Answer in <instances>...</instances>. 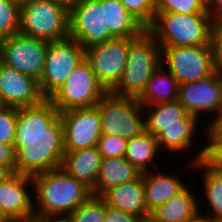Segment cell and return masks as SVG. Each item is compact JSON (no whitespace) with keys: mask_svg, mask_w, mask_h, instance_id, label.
Returning <instances> with one entry per match:
<instances>
[{"mask_svg":"<svg viewBox=\"0 0 222 222\" xmlns=\"http://www.w3.org/2000/svg\"><path fill=\"white\" fill-rule=\"evenodd\" d=\"M59 114L49 99L17 108L15 173L34 176L61 167L65 152Z\"/></svg>","mask_w":222,"mask_h":222,"instance_id":"1","label":"cell"},{"mask_svg":"<svg viewBox=\"0 0 222 222\" xmlns=\"http://www.w3.org/2000/svg\"><path fill=\"white\" fill-rule=\"evenodd\" d=\"M34 215L71 214L91 196V189L62 167L32 176Z\"/></svg>","mask_w":222,"mask_h":222,"instance_id":"2","label":"cell"},{"mask_svg":"<svg viewBox=\"0 0 222 222\" xmlns=\"http://www.w3.org/2000/svg\"><path fill=\"white\" fill-rule=\"evenodd\" d=\"M210 14L155 13L147 31L160 46L210 45Z\"/></svg>","mask_w":222,"mask_h":222,"instance_id":"3","label":"cell"},{"mask_svg":"<svg viewBox=\"0 0 222 222\" xmlns=\"http://www.w3.org/2000/svg\"><path fill=\"white\" fill-rule=\"evenodd\" d=\"M160 64H162L160 45L146 30L129 44L127 63L122 77L110 92L119 96L138 98Z\"/></svg>","mask_w":222,"mask_h":222,"instance_id":"4","label":"cell"},{"mask_svg":"<svg viewBox=\"0 0 222 222\" xmlns=\"http://www.w3.org/2000/svg\"><path fill=\"white\" fill-rule=\"evenodd\" d=\"M19 33L48 42L69 37V12L52 0L20 5Z\"/></svg>","mask_w":222,"mask_h":222,"instance_id":"5","label":"cell"},{"mask_svg":"<svg viewBox=\"0 0 222 222\" xmlns=\"http://www.w3.org/2000/svg\"><path fill=\"white\" fill-rule=\"evenodd\" d=\"M96 107L101 115L102 135L129 140L145 131V113L137 98L107 92Z\"/></svg>","mask_w":222,"mask_h":222,"instance_id":"6","label":"cell"},{"mask_svg":"<svg viewBox=\"0 0 222 222\" xmlns=\"http://www.w3.org/2000/svg\"><path fill=\"white\" fill-rule=\"evenodd\" d=\"M85 59V48L71 37L49 42L43 73L39 79L42 96L49 99Z\"/></svg>","mask_w":222,"mask_h":222,"instance_id":"7","label":"cell"},{"mask_svg":"<svg viewBox=\"0 0 222 222\" xmlns=\"http://www.w3.org/2000/svg\"><path fill=\"white\" fill-rule=\"evenodd\" d=\"M106 93L92 71L90 63L84 59L49 100L59 112H63L94 107Z\"/></svg>","mask_w":222,"mask_h":222,"instance_id":"8","label":"cell"},{"mask_svg":"<svg viewBox=\"0 0 222 222\" xmlns=\"http://www.w3.org/2000/svg\"><path fill=\"white\" fill-rule=\"evenodd\" d=\"M160 48L161 62L178 84L195 82L214 72L210 45Z\"/></svg>","mask_w":222,"mask_h":222,"instance_id":"9","label":"cell"},{"mask_svg":"<svg viewBox=\"0 0 222 222\" xmlns=\"http://www.w3.org/2000/svg\"><path fill=\"white\" fill-rule=\"evenodd\" d=\"M49 42L20 33L0 39V61L39 81Z\"/></svg>","mask_w":222,"mask_h":222,"instance_id":"10","label":"cell"},{"mask_svg":"<svg viewBox=\"0 0 222 222\" xmlns=\"http://www.w3.org/2000/svg\"><path fill=\"white\" fill-rule=\"evenodd\" d=\"M134 39L114 38L85 48V59L107 92L119 83L127 63L129 44Z\"/></svg>","mask_w":222,"mask_h":222,"instance_id":"11","label":"cell"},{"mask_svg":"<svg viewBox=\"0 0 222 222\" xmlns=\"http://www.w3.org/2000/svg\"><path fill=\"white\" fill-rule=\"evenodd\" d=\"M64 152L97 146L102 136L101 115L96 106L60 112Z\"/></svg>","mask_w":222,"mask_h":222,"instance_id":"12","label":"cell"},{"mask_svg":"<svg viewBox=\"0 0 222 222\" xmlns=\"http://www.w3.org/2000/svg\"><path fill=\"white\" fill-rule=\"evenodd\" d=\"M69 37L83 48L114 39L105 28L102 0H83L69 13Z\"/></svg>","mask_w":222,"mask_h":222,"instance_id":"13","label":"cell"},{"mask_svg":"<svg viewBox=\"0 0 222 222\" xmlns=\"http://www.w3.org/2000/svg\"><path fill=\"white\" fill-rule=\"evenodd\" d=\"M32 192H34L32 176L13 173L1 181L0 217L5 222L33 221L34 193Z\"/></svg>","mask_w":222,"mask_h":222,"instance_id":"14","label":"cell"},{"mask_svg":"<svg viewBox=\"0 0 222 222\" xmlns=\"http://www.w3.org/2000/svg\"><path fill=\"white\" fill-rule=\"evenodd\" d=\"M177 100L199 120L207 113L214 119L222 110V75L214 71L198 81L178 84Z\"/></svg>","mask_w":222,"mask_h":222,"instance_id":"15","label":"cell"},{"mask_svg":"<svg viewBox=\"0 0 222 222\" xmlns=\"http://www.w3.org/2000/svg\"><path fill=\"white\" fill-rule=\"evenodd\" d=\"M42 96L35 78L19 73L0 61V105L23 108L40 104Z\"/></svg>","mask_w":222,"mask_h":222,"instance_id":"16","label":"cell"},{"mask_svg":"<svg viewBox=\"0 0 222 222\" xmlns=\"http://www.w3.org/2000/svg\"><path fill=\"white\" fill-rule=\"evenodd\" d=\"M145 131L156 136L165 127L198 126V118L190 114L178 100L143 106ZM146 110V111H145Z\"/></svg>","mask_w":222,"mask_h":222,"instance_id":"17","label":"cell"},{"mask_svg":"<svg viewBox=\"0 0 222 222\" xmlns=\"http://www.w3.org/2000/svg\"><path fill=\"white\" fill-rule=\"evenodd\" d=\"M100 197L107 206L137 218H144L150 214L145 202L142 173L133 181L109 188Z\"/></svg>","mask_w":222,"mask_h":222,"instance_id":"18","label":"cell"},{"mask_svg":"<svg viewBox=\"0 0 222 222\" xmlns=\"http://www.w3.org/2000/svg\"><path fill=\"white\" fill-rule=\"evenodd\" d=\"M156 171L142 173L145 202L149 213L168 202L187 185L176 173L163 172L161 169Z\"/></svg>","mask_w":222,"mask_h":222,"instance_id":"19","label":"cell"},{"mask_svg":"<svg viewBox=\"0 0 222 222\" xmlns=\"http://www.w3.org/2000/svg\"><path fill=\"white\" fill-rule=\"evenodd\" d=\"M101 162L102 156L97 146H94L65 152L61 167L92 190L99 175Z\"/></svg>","mask_w":222,"mask_h":222,"instance_id":"20","label":"cell"},{"mask_svg":"<svg viewBox=\"0 0 222 222\" xmlns=\"http://www.w3.org/2000/svg\"><path fill=\"white\" fill-rule=\"evenodd\" d=\"M198 211L197 196L188 184L168 202L153 209L149 216L156 222H187Z\"/></svg>","mask_w":222,"mask_h":222,"instance_id":"21","label":"cell"},{"mask_svg":"<svg viewBox=\"0 0 222 222\" xmlns=\"http://www.w3.org/2000/svg\"><path fill=\"white\" fill-rule=\"evenodd\" d=\"M105 6V28L113 38H137L147 28L119 0H102Z\"/></svg>","mask_w":222,"mask_h":222,"instance_id":"22","label":"cell"},{"mask_svg":"<svg viewBox=\"0 0 222 222\" xmlns=\"http://www.w3.org/2000/svg\"><path fill=\"white\" fill-rule=\"evenodd\" d=\"M141 175L125 157L102 158L100 171L92 195L101 196L111 187L137 179Z\"/></svg>","mask_w":222,"mask_h":222,"instance_id":"23","label":"cell"},{"mask_svg":"<svg viewBox=\"0 0 222 222\" xmlns=\"http://www.w3.org/2000/svg\"><path fill=\"white\" fill-rule=\"evenodd\" d=\"M163 64L152 73L145 90L137 98L142 106L171 102L178 99V82Z\"/></svg>","mask_w":222,"mask_h":222,"instance_id":"24","label":"cell"},{"mask_svg":"<svg viewBox=\"0 0 222 222\" xmlns=\"http://www.w3.org/2000/svg\"><path fill=\"white\" fill-rule=\"evenodd\" d=\"M160 151L156 137L144 131L141 135L128 140L125 158L138 171L144 173L151 171L149 165L154 166L152 170L160 167L156 164L158 162H155L157 156L160 158L162 154Z\"/></svg>","mask_w":222,"mask_h":222,"instance_id":"25","label":"cell"},{"mask_svg":"<svg viewBox=\"0 0 222 222\" xmlns=\"http://www.w3.org/2000/svg\"><path fill=\"white\" fill-rule=\"evenodd\" d=\"M188 164H190L189 168L192 166V168L196 167L195 169L203 170L201 174L202 177L200 178L203 179L201 180L202 189H204L202 195H204L206 199V207L209 206L211 210L209 213L207 212L208 216L213 220L222 217V173L208 168L201 160L196 163L191 162Z\"/></svg>","mask_w":222,"mask_h":222,"instance_id":"26","label":"cell"},{"mask_svg":"<svg viewBox=\"0 0 222 222\" xmlns=\"http://www.w3.org/2000/svg\"><path fill=\"white\" fill-rule=\"evenodd\" d=\"M199 130L198 126H172L165 127L155 137L158 142L161 151L165 152H179L187 151L188 149L193 150L196 131Z\"/></svg>","mask_w":222,"mask_h":222,"instance_id":"27","label":"cell"},{"mask_svg":"<svg viewBox=\"0 0 222 222\" xmlns=\"http://www.w3.org/2000/svg\"><path fill=\"white\" fill-rule=\"evenodd\" d=\"M155 13L209 14L206 0H156Z\"/></svg>","mask_w":222,"mask_h":222,"instance_id":"28","label":"cell"},{"mask_svg":"<svg viewBox=\"0 0 222 222\" xmlns=\"http://www.w3.org/2000/svg\"><path fill=\"white\" fill-rule=\"evenodd\" d=\"M106 203L100 196L92 195L70 215L73 222H104Z\"/></svg>","mask_w":222,"mask_h":222,"instance_id":"29","label":"cell"},{"mask_svg":"<svg viewBox=\"0 0 222 222\" xmlns=\"http://www.w3.org/2000/svg\"><path fill=\"white\" fill-rule=\"evenodd\" d=\"M20 5L0 0V39L19 33Z\"/></svg>","mask_w":222,"mask_h":222,"instance_id":"30","label":"cell"},{"mask_svg":"<svg viewBox=\"0 0 222 222\" xmlns=\"http://www.w3.org/2000/svg\"><path fill=\"white\" fill-rule=\"evenodd\" d=\"M192 158V163L201 160L208 168L222 173V140H206L201 149Z\"/></svg>","mask_w":222,"mask_h":222,"instance_id":"31","label":"cell"},{"mask_svg":"<svg viewBox=\"0 0 222 222\" xmlns=\"http://www.w3.org/2000/svg\"><path fill=\"white\" fill-rule=\"evenodd\" d=\"M126 9L146 28L155 19L156 0H119Z\"/></svg>","mask_w":222,"mask_h":222,"instance_id":"32","label":"cell"},{"mask_svg":"<svg viewBox=\"0 0 222 222\" xmlns=\"http://www.w3.org/2000/svg\"><path fill=\"white\" fill-rule=\"evenodd\" d=\"M128 140L122 137L102 135L97 148L102 158L125 157Z\"/></svg>","mask_w":222,"mask_h":222,"instance_id":"33","label":"cell"},{"mask_svg":"<svg viewBox=\"0 0 222 222\" xmlns=\"http://www.w3.org/2000/svg\"><path fill=\"white\" fill-rule=\"evenodd\" d=\"M17 122V108L0 105V143L13 144Z\"/></svg>","mask_w":222,"mask_h":222,"instance_id":"34","label":"cell"},{"mask_svg":"<svg viewBox=\"0 0 222 222\" xmlns=\"http://www.w3.org/2000/svg\"><path fill=\"white\" fill-rule=\"evenodd\" d=\"M210 47L214 71L222 75V26L213 22L210 32Z\"/></svg>","mask_w":222,"mask_h":222,"instance_id":"35","label":"cell"},{"mask_svg":"<svg viewBox=\"0 0 222 222\" xmlns=\"http://www.w3.org/2000/svg\"><path fill=\"white\" fill-rule=\"evenodd\" d=\"M0 164L15 173L16 150L13 144L0 143Z\"/></svg>","mask_w":222,"mask_h":222,"instance_id":"36","label":"cell"},{"mask_svg":"<svg viewBox=\"0 0 222 222\" xmlns=\"http://www.w3.org/2000/svg\"><path fill=\"white\" fill-rule=\"evenodd\" d=\"M209 120L203 137L206 136V140H222V110L214 119Z\"/></svg>","mask_w":222,"mask_h":222,"instance_id":"37","label":"cell"},{"mask_svg":"<svg viewBox=\"0 0 222 222\" xmlns=\"http://www.w3.org/2000/svg\"><path fill=\"white\" fill-rule=\"evenodd\" d=\"M137 217L106 205L104 222H138Z\"/></svg>","mask_w":222,"mask_h":222,"instance_id":"38","label":"cell"},{"mask_svg":"<svg viewBox=\"0 0 222 222\" xmlns=\"http://www.w3.org/2000/svg\"><path fill=\"white\" fill-rule=\"evenodd\" d=\"M34 222H73L70 214L34 215Z\"/></svg>","mask_w":222,"mask_h":222,"instance_id":"39","label":"cell"},{"mask_svg":"<svg viewBox=\"0 0 222 222\" xmlns=\"http://www.w3.org/2000/svg\"><path fill=\"white\" fill-rule=\"evenodd\" d=\"M206 10L213 22H217L222 17V0H206Z\"/></svg>","mask_w":222,"mask_h":222,"instance_id":"40","label":"cell"},{"mask_svg":"<svg viewBox=\"0 0 222 222\" xmlns=\"http://www.w3.org/2000/svg\"><path fill=\"white\" fill-rule=\"evenodd\" d=\"M56 4L65 8L69 13L83 0H52Z\"/></svg>","mask_w":222,"mask_h":222,"instance_id":"41","label":"cell"},{"mask_svg":"<svg viewBox=\"0 0 222 222\" xmlns=\"http://www.w3.org/2000/svg\"><path fill=\"white\" fill-rule=\"evenodd\" d=\"M200 205L201 203L199 201V211L187 222H214V220L211 217H209L207 214L206 215L201 214L202 211Z\"/></svg>","mask_w":222,"mask_h":222,"instance_id":"42","label":"cell"},{"mask_svg":"<svg viewBox=\"0 0 222 222\" xmlns=\"http://www.w3.org/2000/svg\"><path fill=\"white\" fill-rule=\"evenodd\" d=\"M13 172L8 168L0 164V182L10 177Z\"/></svg>","mask_w":222,"mask_h":222,"instance_id":"43","label":"cell"},{"mask_svg":"<svg viewBox=\"0 0 222 222\" xmlns=\"http://www.w3.org/2000/svg\"><path fill=\"white\" fill-rule=\"evenodd\" d=\"M138 222H156V221H154L150 216H147L144 218H139Z\"/></svg>","mask_w":222,"mask_h":222,"instance_id":"44","label":"cell"},{"mask_svg":"<svg viewBox=\"0 0 222 222\" xmlns=\"http://www.w3.org/2000/svg\"><path fill=\"white\" fill-rule=\"evenodd\" d=\"M11 1L15 2V3L19 4V5H22V4L27 3V2H29L31 0H11Z\"/></svg>","mask_w":222,"mask_h":222,"instance_id":"45","label":"cell"},{"mask_svg":"<svg viewBox=\"0 0 222 222\" xmlns=\"http://www.w3.org/2000/svg\"><path fill=\"white\" fill-rule=\"evenodd\" d=\"M214 222H222V217H220V218L214 220Z\"/></svg>","mask_w":222,"mask_h":222,"instance_id":"46","label":"cell"},{"mask_svg":"<svg viewBox=\"0 0 222 222\" xmlns=\"http://www.w3.org/2000/svg\"><path fill=\"white\" fill-rule=\"evenodd\" d=\"M217 22L222 26V17Z\"/></svg>","mask_w":222,"mask_h":222,"instance_id":"47","label":"cell"}]
</instances>
